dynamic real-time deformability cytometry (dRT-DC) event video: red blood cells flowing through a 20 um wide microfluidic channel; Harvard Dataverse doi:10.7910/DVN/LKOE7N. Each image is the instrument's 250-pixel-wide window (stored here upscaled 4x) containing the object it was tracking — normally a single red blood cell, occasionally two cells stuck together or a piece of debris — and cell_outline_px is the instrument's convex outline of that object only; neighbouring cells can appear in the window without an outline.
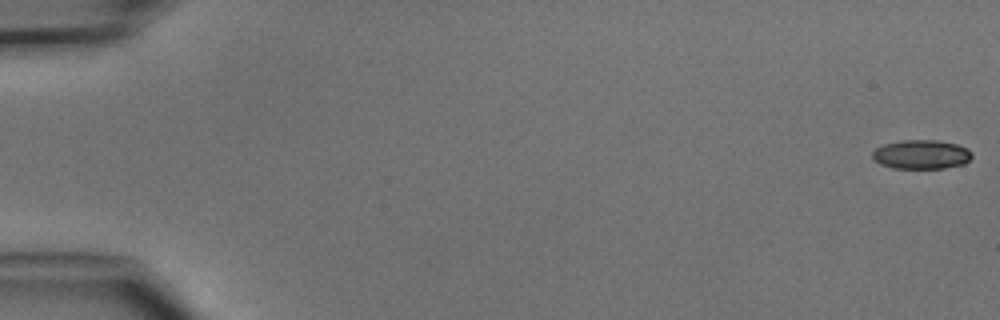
{"species": "common noctule bat (a hibernating species)", "species_latin": "Nyctalus noctula", "temperature_condition": "cold", "stored_images_in_passage": 6, "segment_of_instrument_passage": [1, 2], "camera_frame_rate_fps": 3000, "um_per_image_px": 0.085, "animal": {"sex": "male", "body_mass_g": 15.6}, "frame": {"image": 1, "passage_image": 1, "time_ms": 0.0, "image_size_px": [1000, 320], "cell_outline_px": [[972, 156], [964, 164], [944, 168], [892, 168], [880, 164], [872, 160], [872, 152], [876, 148], [884, 144], [900, 140], [936, 140], [956, 144], [968, 148], [972, 152]], "centroid_in_image_um": [78.29, 13.13], "position_along_channel_um": 6.7, "area_um2": 16.99}}
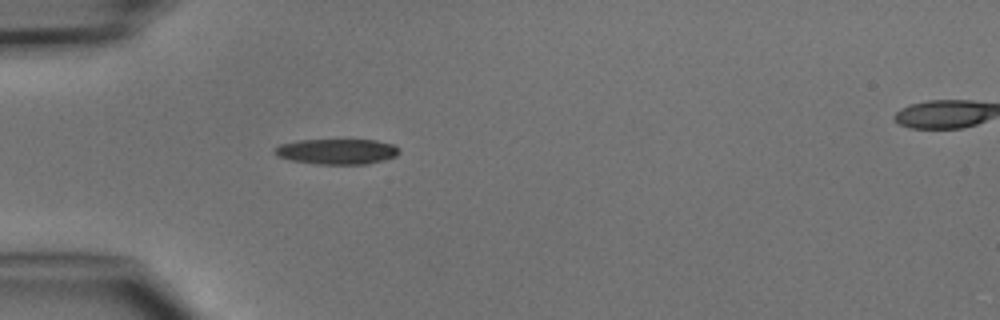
{"frame": {"image": 2, "passage_image": 5, "time_ms": 4.667, "image_size_px": [1000, 320], "cell_outline_px": [[400, 152], [396, 156], [368, 164], [316, 164], [292, 160], [276, 156], [272, 152], [272, 148], [280, 144], [300, 140], [376, 140], [392, 144], [400, 148]], "centroid_in_image_um": [28.61, 12.88], "position_along_channel_um": 56.4, "area_um2": 18.55}}